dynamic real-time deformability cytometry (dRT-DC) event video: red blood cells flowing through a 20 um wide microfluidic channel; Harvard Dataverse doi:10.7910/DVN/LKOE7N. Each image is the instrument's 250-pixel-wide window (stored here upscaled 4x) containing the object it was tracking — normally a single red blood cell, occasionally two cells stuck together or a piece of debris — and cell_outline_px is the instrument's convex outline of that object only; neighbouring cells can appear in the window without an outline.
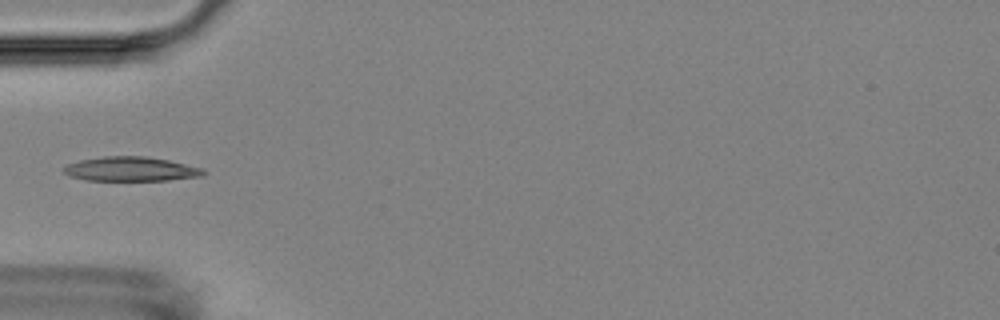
{"species": "Egyptian fruit bat (a non-hibernating species)", "species_latin": "Rousettus aegyptiacus", "temperature_condition": "room temperature", "stored_images_in_passage": 7, "camera_frame_rate_fps": 3000, "um_per_image_px": 0.085, "animal": {"sex": "female"}, "frame": {"image": 1, "passage_image": 4, "time_ms": 3.667, "image_size_px": [1000, 320], "cell_outline_px": [[208, 172], [204, 176], [168, 180], [84, 180], [68, 176], [64, 172], [64, 168], [68, 164], [80, 160], [104, 156], [144, 156], [168, 160], [204, 168]], "centroid_in_image_um": [11.17, 14.37], "position_along_channel_um": 73.8, "area_um2": 19.88}}
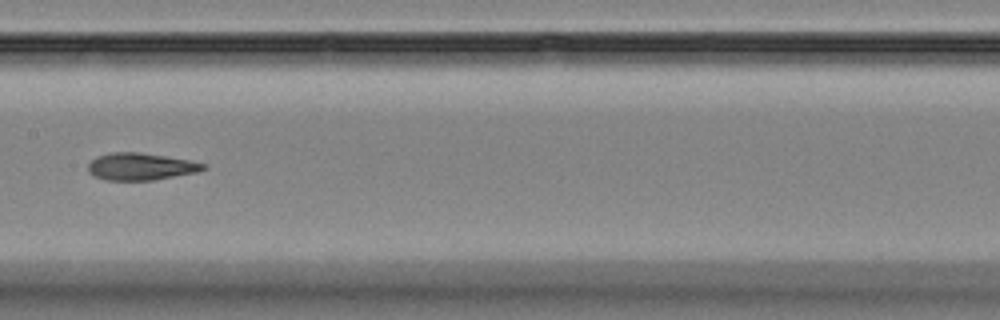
{"frame": {"image": 2, "passage_image": 7, "time_ms": 7.0, "image_size_px": [1000, 320], "cell_outline_px": [[208, 168], [196, 172], [152, 180], [104, 180], [88, 172], [88, 164], [96, 156], [112, 152], [140, 152], [188, 160], [208, 164]], "centroid_in_image_um": [11.95, 14.15], "position_along_channel_um": 195.4, "area_um2": 18.15}}